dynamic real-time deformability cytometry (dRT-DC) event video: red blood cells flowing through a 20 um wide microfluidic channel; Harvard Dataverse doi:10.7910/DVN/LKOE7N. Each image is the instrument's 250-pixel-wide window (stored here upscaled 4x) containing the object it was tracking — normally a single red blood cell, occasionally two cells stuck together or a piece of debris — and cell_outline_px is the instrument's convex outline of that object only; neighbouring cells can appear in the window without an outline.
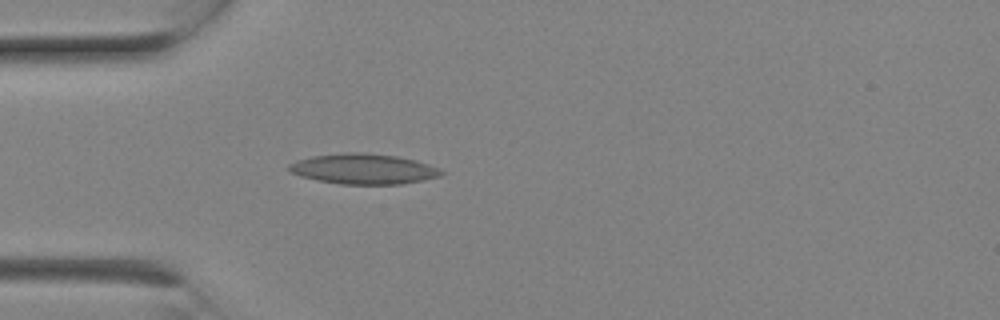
{"species": "Egyptian fruit bat (a non-hibernating species)", "species_latin": "Rousettus aegyptiacus", "temperature_condition": "room temperature", "stored_images_in_passage": 3, "camera_frame_rate_fps": 3000, "um_per_image_px": 0.085, "animal": {"sex": "female"}, "frame": {"image": 1, "passage_image": 3, "time_ms": 0.667, "image_size_px": [1000, 320], "cell_outline_px": [[444, 172], [440, 176], [424, 180], [400, 184], [340, 184], [316, 180], [300, 176], [288, 172], [288, 164], [296, 160], [312, 156], [344, 152], [360, 152], [396, 156], [416, 160], [440, 168]], "centroid_in_image_um": [30.87, 14.36], "position_along_channel_um": 54.1, "area_um2": 27.11}}